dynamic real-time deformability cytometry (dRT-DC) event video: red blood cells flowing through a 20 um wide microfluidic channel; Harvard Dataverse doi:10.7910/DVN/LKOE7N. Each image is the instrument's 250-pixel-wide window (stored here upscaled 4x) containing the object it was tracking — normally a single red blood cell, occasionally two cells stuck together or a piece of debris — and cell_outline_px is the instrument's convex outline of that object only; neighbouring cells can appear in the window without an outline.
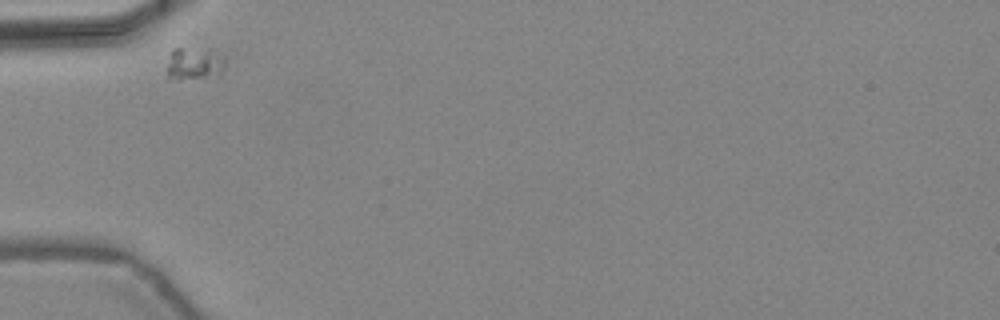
{"species": "common noctule bat (a hibernating species)", "species_latin": "Nyctalus noctula", "temperature_condition": "warm", "stored_images_in_passage": 11, "camera_frame_rate_fps": 3000, "um_per_image_px": 0.085, "animal": {"sex": "female", "body_mass_g": 24.6, "forearm_length_mm": 56.2}, "frame": {"image": 1, "passage_image": 1, "time_ms": 0.0, "image_size_px": [1000, 320], "cell_outline_px": [[224, 68], [220, 76], [176, 80], [168, 80], [168, 64], [172, 48], [212, 48], [224, 56]], "centroid_in_image_um": [16.56, 5.4], "position_along_channel_um": 68.4, "area_um2": 11.5}}
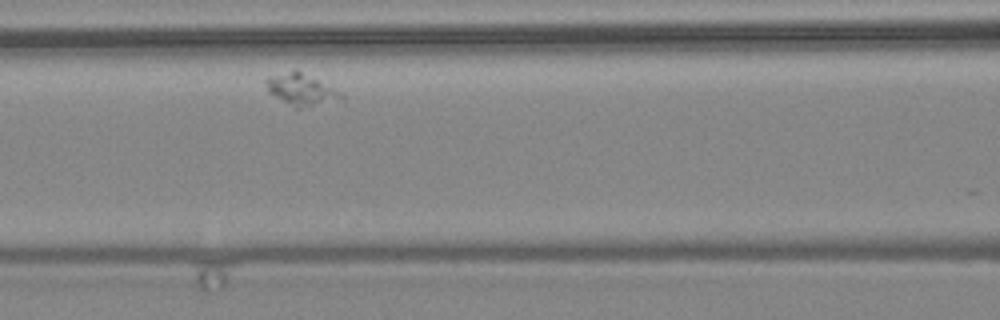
{"frame": {"image": 2, "passage_image": 7, "time_ms": 2.0, "image_size_px": [1000, 320], "cell_outline_px": [[344, 96], [300, 108], [296, 108], [268, 92], [264, 80], [268, 76], [296, 68], [340, 92]], "centroid_in_image_um": [25.47, 7.54], "position_along_channel_um": 141.1, "area_um2": 13.29}}
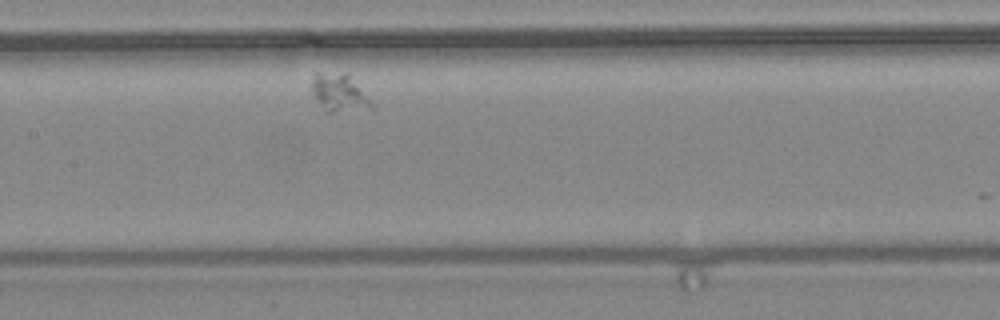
{"frame": {"image": 3, "passage_image": 10, "time_ms": 3.0, "image_size_px": [1000, 320], "cell_outline_px": [[372, 108], [332, 112], [324, 112], [312, 92], [312, 72], [344, 72], [348, 76], [372, 104]], "centroid_in_image_um": [28.71, 7.87], "position_along_channel_um": 178.7, "area_um2": 12.72}}